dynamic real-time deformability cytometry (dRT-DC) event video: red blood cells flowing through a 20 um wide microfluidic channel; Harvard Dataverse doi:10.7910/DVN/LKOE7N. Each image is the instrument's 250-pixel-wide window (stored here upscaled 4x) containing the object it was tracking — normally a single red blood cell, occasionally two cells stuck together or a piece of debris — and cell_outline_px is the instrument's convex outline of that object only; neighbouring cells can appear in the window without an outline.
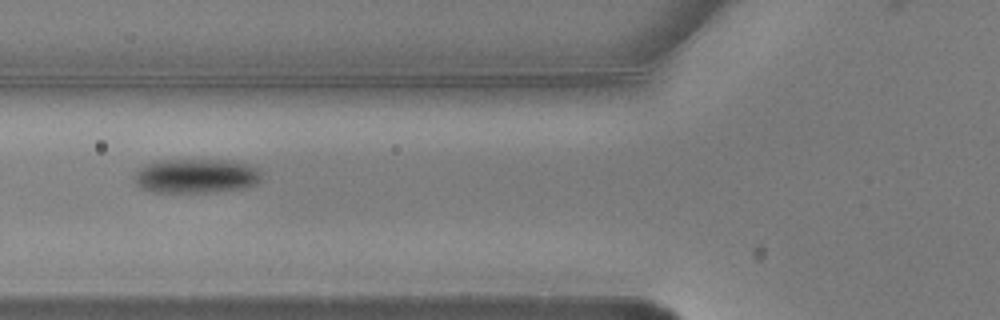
{"species": "common noctule bat (a hibernating species)", "species_latin": "Nyctalus noctula", "temperature_condition": "warm", "stored_images_in_passage": 8, "camera_frame_rate_fps": 3000, "um_per_image_px": 0.085, "animal": {"sex": "male", "body_mass_g": 20.5, "forearm_length_mm": 52.5}, "frame": {"image": 1, "passage_image": 6, "time_ms": 1.667, "image_size_px": [1000, 320], "cell_outline_px": [[260, 180], [256, 184], [240, 188], [216, 192], [156, 192], [140, 188], [136, 184], [132, 176], [136, 168], [144, 164], [156, 160], [228, 160], [248, 164], [260, 168]], "centroid_in_image_um": [16.6, 14.94], "position_along_channel_um": 109.2, "area_um2": 25.84}}